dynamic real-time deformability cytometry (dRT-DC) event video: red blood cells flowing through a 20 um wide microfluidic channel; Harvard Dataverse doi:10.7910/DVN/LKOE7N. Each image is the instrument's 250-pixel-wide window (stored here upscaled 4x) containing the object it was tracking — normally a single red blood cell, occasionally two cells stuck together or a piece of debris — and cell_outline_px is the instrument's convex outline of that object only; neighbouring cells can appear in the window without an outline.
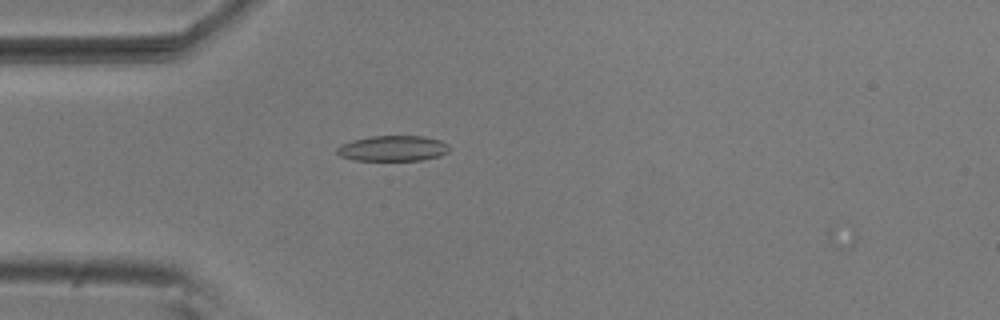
{"species": "common noctule bat (a hibernating species)", "species_latin": "Nyctalus noctula", "temperature_condition": "room temperature", "stored_images_in_passage": 12, "camera_frame_rate_fps": 3000, "um_per_image_px": 0.085, "animal": {"sex": "male", "body_mass_g": 20.5, "forearm_length_mm": 52.5}, "frame": {"image": 1, "passage_image": 10, "time_ms": 3.0, "image_size_px": [1000, 320], "cell_outline_px": [[448, 152], [440, 156], [424, 160], [356, 160], [340, 156], [336, 152], [336, 148], [340, 144], [352, 140], [372, 136], [424, 136], [440, 140], [448, 144]], "centroid_in_image_um": [33.39, 12.61], "position_along_channel_um": 51.6, "area_um2": 16.76}}